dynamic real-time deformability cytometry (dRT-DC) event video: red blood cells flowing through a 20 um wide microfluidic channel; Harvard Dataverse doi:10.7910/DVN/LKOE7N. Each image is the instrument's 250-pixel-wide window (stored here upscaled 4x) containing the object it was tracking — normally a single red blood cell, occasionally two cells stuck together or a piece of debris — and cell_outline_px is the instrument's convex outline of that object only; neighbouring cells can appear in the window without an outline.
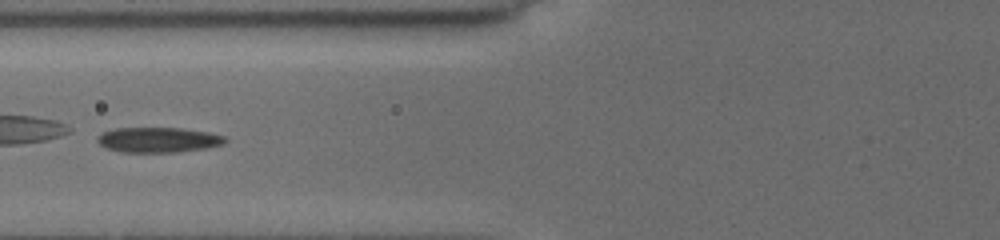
{"species": "common noctule bat (a hibernating species)", "species_latin": "Nyctalus noctula", "temperature_condition": "cold", "stored_images_in_passage": 83, "camera_frame_rate_fps": 3000, "um_per_image_px": 0.085, "animal": {"sex": "female", "body_mass_g": 19.5, "forearm_length_mm": 54.1}, "frame": {"image": 1, "passage_image": 25, "time_ms": 7.667, "image_size_px": [1000, 240], "cell_outline_px": [[228, 140], [224, 144], [204, 148], [176, 152], [120, 152], [104, 148], [96, 140], [96, 136], [104, 132], [116, 128], [180, 128], [208, 132], [224, 136]], "centroid_in_image_um": [13.42, 11.89], "position_along_channel_um": 112.4, "area_um2": 18.73}}
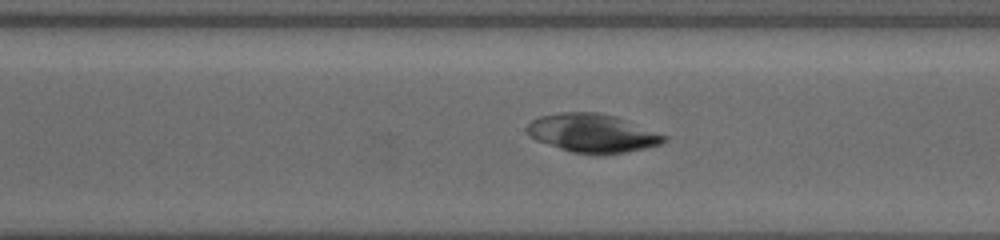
{"frame": {"image": 2, "passage_image": 51, "time_ms": 13.0, "image_size_px": [1000, 240], "cell_outline_px": [[664, 140], [660, 144], [644, 148], [624, 152], [600, 156], [592, 156], [572, 152], [536, 140], [528, 132], [528, 124], [532, 120], [540, 116], [564, 112], [596, 112], [616, 116], [664, 136]], "centroid_in_image_um": [50.31, 11.33], "position_along_channel_um": 320.3, "area_um2": 30.29}}
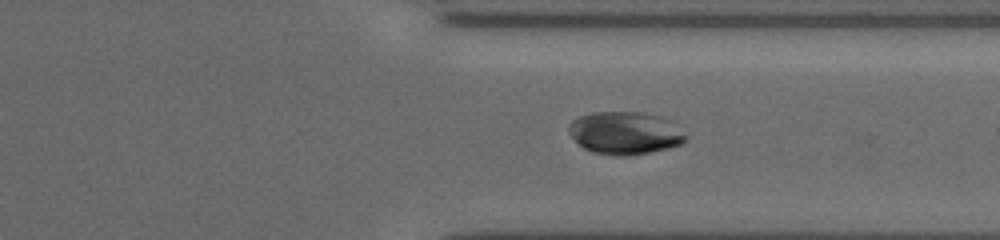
{"frame": {"image": 3, "passage_image": 57, "time_ms": 14.0, "image_size_px": [1000, 240], "cell_outline_px": [[684, 140], [680, 144], [668, 148], [648, 152], [624, 156], [612, 156], [592, 152], [584, 148], [568, 132], [568, 124], [572, 120], [580, 116], [596, 112], [636, 112], [656, 116], [684, 136]], "centroid_in_image_um": [52.97, 11.33], "position_along_channel_um": 358.4, "area_um2": 27.92}}